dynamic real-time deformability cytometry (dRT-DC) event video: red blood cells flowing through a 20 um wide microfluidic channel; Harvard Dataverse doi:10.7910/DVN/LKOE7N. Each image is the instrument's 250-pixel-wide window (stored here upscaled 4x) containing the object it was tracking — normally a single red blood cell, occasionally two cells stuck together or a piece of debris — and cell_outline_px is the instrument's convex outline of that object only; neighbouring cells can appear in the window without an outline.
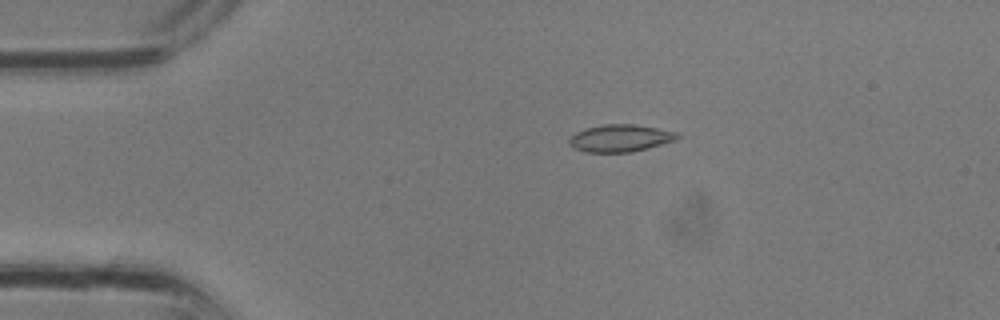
{"species": "common noctule bat (a hibernating species)", "species_latin": "Nyctalus noctula", "temperature_condition": "room temperature", "stored_images_in_passage": 33, "camera_frame_rate_fps": 3000, "um_per_image_px": 0.085, "animal": {"sex": "male", "body_mass_g": 13.3}, "frame": {"image": 1, "passage_image": 7, "time_ms": 2.0, "image_size_px": [1000, 320], "cell_outline_px": [[684, 136], [676, 140], [648, 148], [632, 152], [584, 152], [572, 148], [568, 144], [568, 140], [576, 132], [600, 124], [632, 124], [656, 128], [676, 132]], "centroid_in_image_um": [52.72, 11.75], "position_along_channel_um": 32.3, "area_um2": 17.28}}
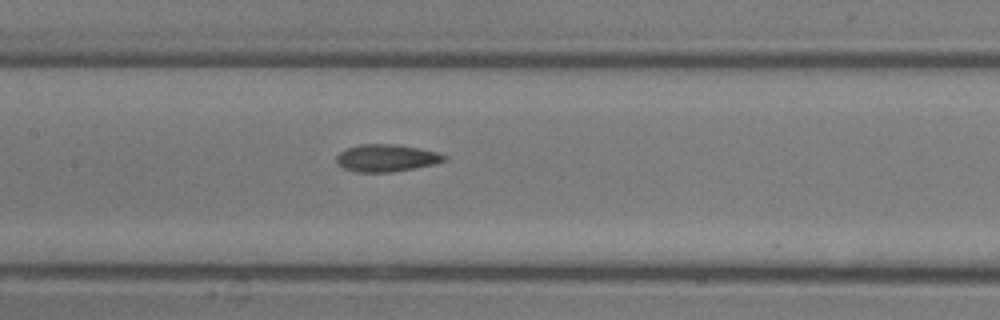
{"frame": {"image": 2, "passage_image": 16, "time_ms": 5.0, "image_size_px": [1000, 320], "cell_outline_px": [[448, 160], [432, 164], [392, 172], [356, 172], [344, 168], [336, 164], [336, 156], [340, 152], [348, 148], [360, 144], [396, 144], [420, 148], [436, 152], [448, 156]], "centroid_in_image_um": [32.83, 13.42], "position_along_channel_um": 174.6, "area_um2": 17.11}}
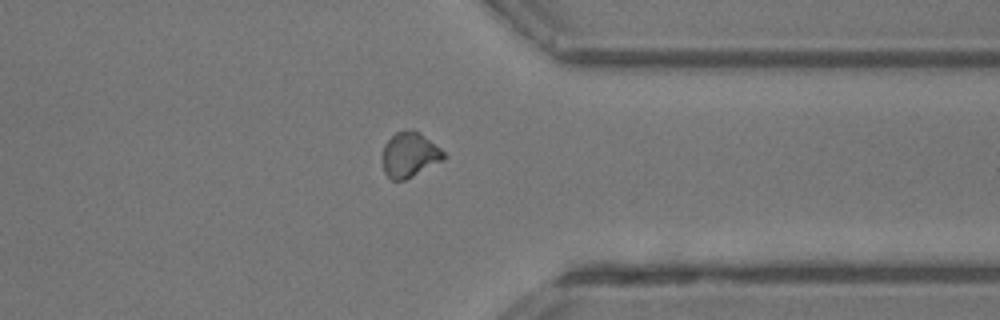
{"frame": {"image": 3, "passage_image": 26, "time_ms": 8.333, "image_size_px": [1000, 320], "cell_outline_px": [[448, 156], [444, 160], [404, 180], [392, 180], [384, 172], [380, 160], [380, 156], [384, 144], [396, 132], [404, 128], [420, 132], [440, 148]], "centroid_in_image_um": [34.78, 13.14], "position_along_channel_um": 376.6, "area_um2": 16.42}}